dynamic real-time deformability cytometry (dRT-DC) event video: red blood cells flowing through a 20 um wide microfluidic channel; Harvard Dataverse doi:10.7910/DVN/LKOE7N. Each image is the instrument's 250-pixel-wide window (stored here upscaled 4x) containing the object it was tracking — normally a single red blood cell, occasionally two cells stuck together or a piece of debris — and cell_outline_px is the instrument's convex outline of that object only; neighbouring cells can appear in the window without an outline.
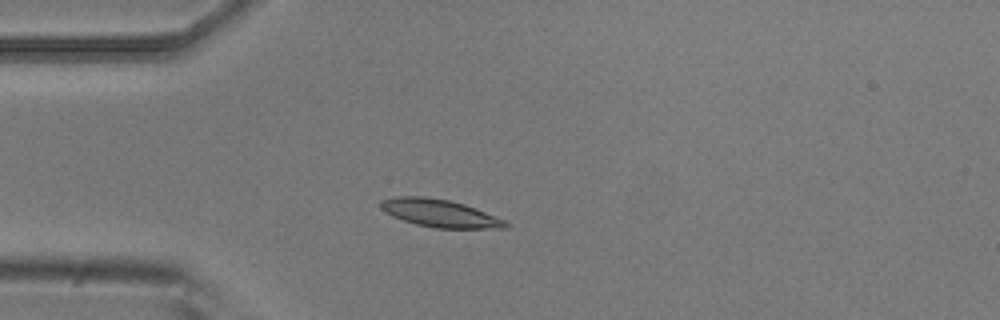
{"species": "common noctule bat (a hibernating species)", "species_latin": "Nyctalus noctula", "temperature_condition": "room temperature", "stored_images_in_passage": 4, "camera_frame_rate_fps": 3000, "um_per_image_px": 0.085, "animal": {"sex": "male", "body_mass_g": 20.5, "forearm_length_mm": 52.5}, "frame": {"image": 1, "passage_image": 4, "time_ms": 1.0, "image_size_px": [1000, 320], "cell_outline_px": [[508, 228], [436, 228], [416, 224], [392, 216], [384, 212], [380, 208], [380, 200], [396, 196], [428, 196], [448, 200], [464, 204], [476, 208], [504, 220], [508, 224]], "centroid_in_image_um": [37.34, 18.11], "position_along_channel_um": 47.7, "area_um2": 20.11}}